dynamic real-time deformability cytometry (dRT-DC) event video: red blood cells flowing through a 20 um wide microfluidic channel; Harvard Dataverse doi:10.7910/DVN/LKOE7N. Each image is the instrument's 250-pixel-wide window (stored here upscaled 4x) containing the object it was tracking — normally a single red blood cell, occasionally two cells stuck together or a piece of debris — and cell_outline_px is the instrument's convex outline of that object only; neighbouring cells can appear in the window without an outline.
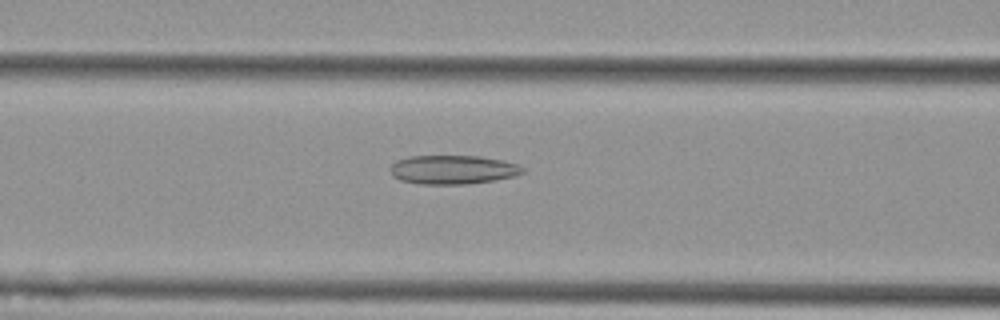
{"species": "Egyptian fruit bat (a non-hibernating species)", "species_latin": "Rousettus aegyptiacus", "temperature_condition": "cold", "stored_images_in_passage": 54, "camera_frame_rate_fps": 3000, "um_per_image_px": 0.085, "animal": {"sex": "female"}, "frame": {"image": 1, "passage_image": 22, "time_ms": 7.0, "image_size_px": [1000, 320], "cell_outline_px": [[524, 172], [516, 176], [496, 180], [464, 184], [420, 184], [400, 180], [392, 176], [388, 168], [396, 160], [412, 156], [480, 156], [500, 160], [516, 164], [524, 168]], "centroid_in_image_um": [38.46, 14.42], "position_along_channel_um": 128.1, "area_um2": 22.37}}
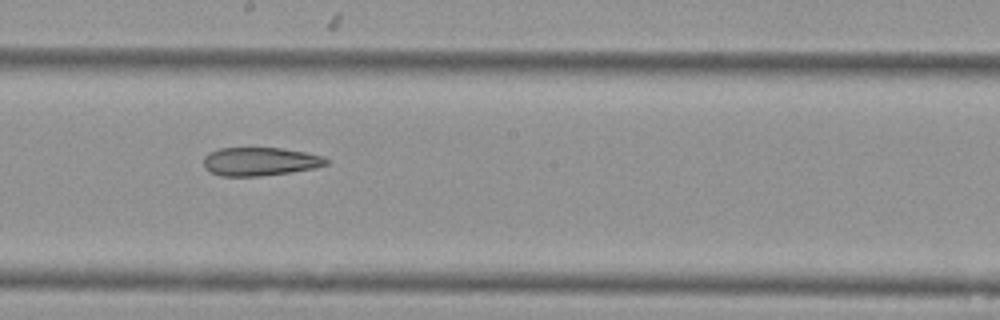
{"frame": {"image": 2, "passage_image": 30, "time_ms": 9.667, "image_size_px": [1000, 320], "cell_outline_px": [[328, 164], [316, 168], [288, 172], [256, 176], [220, 176], [204, 168], [204, 156], [208, 152], [220, 148], [280, 148], [304, 152], [324, 156], [328, 160]], "centroid_in_image_um": [22.09, 13.72], "position_along_channel_um": 226.1, "area_um2": 20.23}}
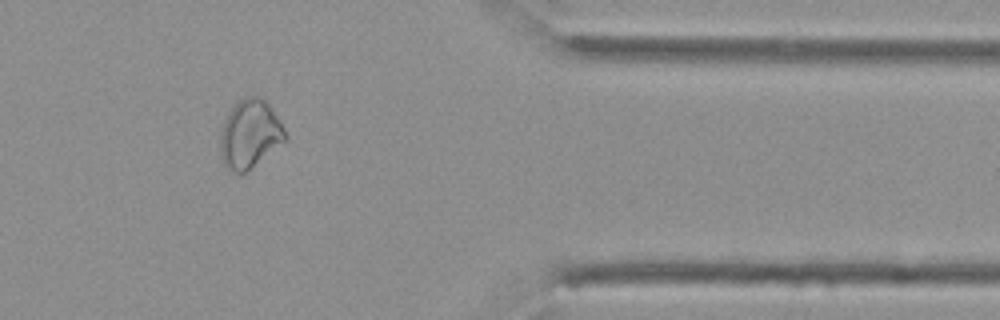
{"frame": {"image": 3, "passage_image": 45, "time_ms": 14.667, "image_size_px": [1000, 320], "cell_outline_px": [[288, 136], [284, 140], [244, 172], [232, 172], [224, 164], [220, 156], [220, 132], [224, 120], [228, 112], [236, 100], [244, 96], [260, 96], [272, 108], [280, 120]], "centroid_in_image_um": [21.2, 11.32], "position_along_channel_um": 390.2, "area_um2": 25.61}, "authors_computed_cell_mechanics": {"area_um2": 25.8077, "velocity_mm_per_s": 3.6894, "shape_relaxation_time_tau1_ms": null, "shape_relaxation_time_tau2_ms": 8.2422, "deformation_change_tau1": null, "deformation_change_tau2": 0.1716}}